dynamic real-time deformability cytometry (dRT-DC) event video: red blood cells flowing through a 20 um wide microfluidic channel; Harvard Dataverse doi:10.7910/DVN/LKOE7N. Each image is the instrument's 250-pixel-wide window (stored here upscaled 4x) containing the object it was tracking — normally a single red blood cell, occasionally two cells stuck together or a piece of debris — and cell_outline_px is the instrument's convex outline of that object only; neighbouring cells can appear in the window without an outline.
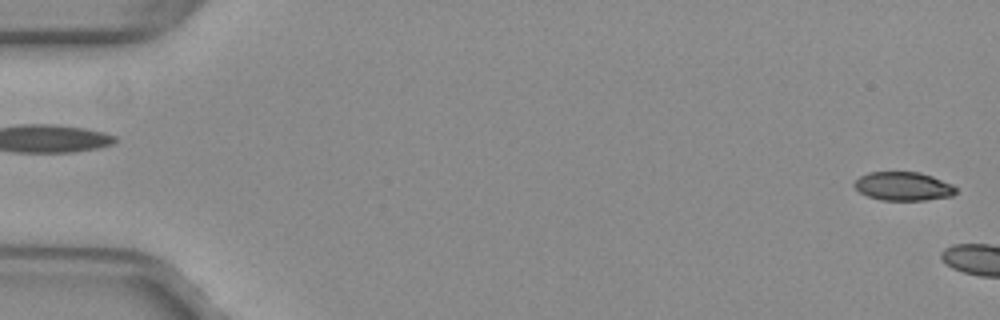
{"species": "common noctule bat (a hibernating species)", "species_latin": "Nyctalus noctula", "temperature_condition": "warm", "stored_images_in_passage": 4, "camera_frame_rate_fps": 3000, "um_per_image_px": 0.085, "animal": {"sex": "female", "body_mass_g": 29.2, "forearm_length_mm": 56.3}, "frame": {"image": 1, "passage_image": 1, "time_ms": 0.0, "image_size_px": [1000, 320], "cell_outline_px": [[956, 192], [952, 196], [924, 200], [880, 200], [868, 196], [860, 192], [852, 184], [860, 176], [868, 172], [920, 172], [932, 176], [952, 184], [956, 188]], "centroid_in_image_um": [76.77, 15.83], "position_along_channel_um": 8.2, "area_um2": 16.94}}